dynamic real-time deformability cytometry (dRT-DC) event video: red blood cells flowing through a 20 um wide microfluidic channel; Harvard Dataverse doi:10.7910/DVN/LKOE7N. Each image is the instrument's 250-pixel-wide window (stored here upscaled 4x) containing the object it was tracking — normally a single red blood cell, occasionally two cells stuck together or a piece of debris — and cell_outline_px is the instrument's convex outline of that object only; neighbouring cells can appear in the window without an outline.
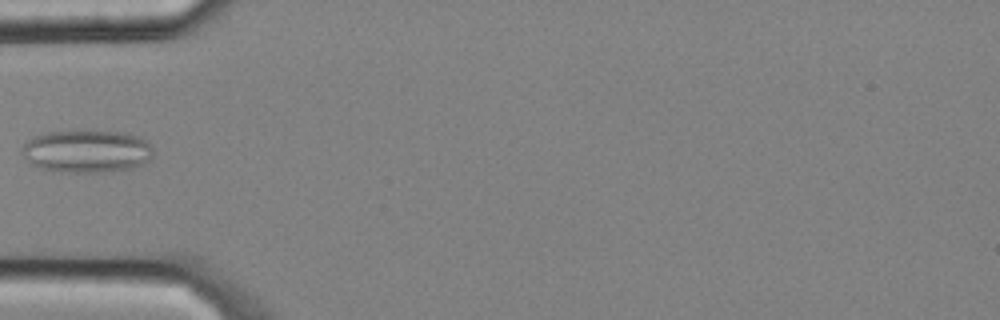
{"species": "common noctule bat (a hibernating species)", "species_latin": "Nyctalus noctula", "temperature_condition": "cold", "stored_images_in_passage": 5, "camera_frame_rate_fps": 3000, "um_per_image_px": 0.085, "animal": {"sex": "male", "body_mass_g": 20.4}, "frame": {"image": 1, "passage_image": 5, "time_ms": 1.333, "image_size_px": [1000, 320], "cell_outline_px": [[152, 156], [148, 160], [132, 168], [104, 172], [52, 172], [28, 164], [20, 148], [32, 136], [44, 132], [76, 128], [88, 128], [124, 132], [140, 136], [148, 140], [152, 148]], "centroid_in_image_um": [7.32, 12.8], "position_along_channel_um": 77.7, "area_um2": 34.16}}